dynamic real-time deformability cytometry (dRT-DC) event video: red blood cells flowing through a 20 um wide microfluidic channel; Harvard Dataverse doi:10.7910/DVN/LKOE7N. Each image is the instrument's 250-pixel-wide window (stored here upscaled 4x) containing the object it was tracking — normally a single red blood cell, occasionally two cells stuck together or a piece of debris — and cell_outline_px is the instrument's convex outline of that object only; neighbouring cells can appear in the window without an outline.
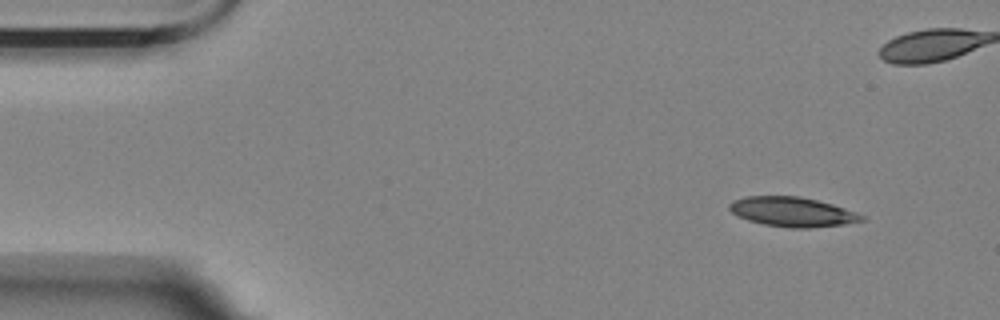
{"species": "Egyptian fruit bat (a non-hibernating species)", "species_latin": "Rousettus aegyptiacus", "temperature_condition": "room temperature", "stored_images_in_passage": 4, "camera_frame_rate_fps": 3000, "um_per_image_px": 0.085, "animal": {"sex": "female"}, "frame": {"image": 1, "passage_image": 1, "time_ms": 0.0, "image_size_px": [1000, 320], "cell_outline_px": [[868, 220], [844, 224], [808, 228], [788, 228], [764, 224], [748, 220], [736, 216], [728, 208], [728, 204], [732, 200], [744, 196], [796, 196], [816, 200], [832, 204], [856, 212], [864, 216]], "centroid_in_image_um": [67.32, 18.01], "position_along_channel_um": 17.7, "area_um2": 22.89}}